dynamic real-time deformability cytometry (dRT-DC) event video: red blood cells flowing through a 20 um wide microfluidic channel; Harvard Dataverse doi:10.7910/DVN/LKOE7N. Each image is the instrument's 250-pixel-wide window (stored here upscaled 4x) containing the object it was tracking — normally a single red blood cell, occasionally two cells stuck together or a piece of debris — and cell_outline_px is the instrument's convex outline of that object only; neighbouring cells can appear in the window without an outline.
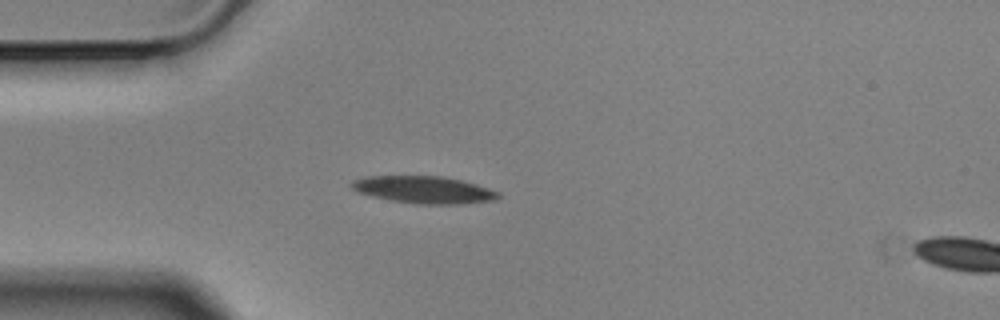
{"species": "Egyptian fruit bat (a non-hibernating species)", "species_latin": "Rousettus aegyptiacus", "temperature_condition": "cold", "stored_images_in_passage": 2, "camera_frame_rate_fps": 3000, "um_per_image_px": 0.085, "animal": {"sex": "male"}, "frame": {"image": 1, "passage_image": 1, "time_ms": 0.0, "image_size_px": [1000, 320], "cell_outline_px": [[500, 196], [496, 200], [460, 204], [416, 204], [388, 200], [356, 192], [348, 184], [352, 180], [364, 176], [440, 176], [460, 180], [476, 184], [500, 192]], "centroid_in_image_um": [35.98, 16.13], "position_along_channel_um": 49.0, "area_um2": 23.47}}